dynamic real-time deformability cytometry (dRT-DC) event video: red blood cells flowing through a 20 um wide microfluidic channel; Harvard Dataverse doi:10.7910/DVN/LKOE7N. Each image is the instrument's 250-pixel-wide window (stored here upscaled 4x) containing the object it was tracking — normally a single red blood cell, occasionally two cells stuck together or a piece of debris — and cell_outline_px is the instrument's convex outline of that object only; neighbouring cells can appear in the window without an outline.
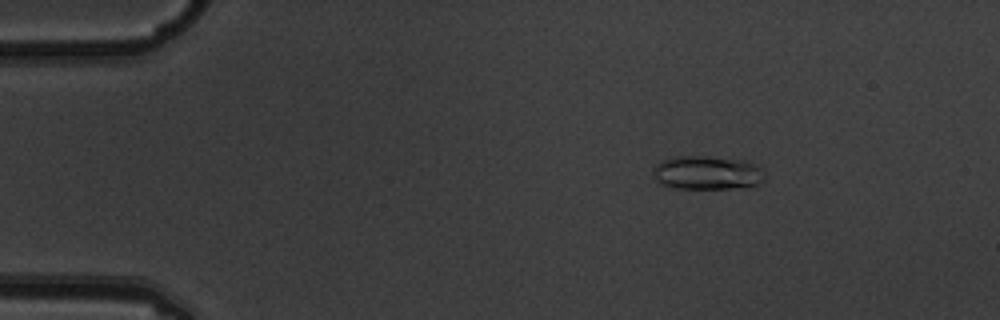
{"species": "common noctule bat (a hibernating species)", "species_latin": "Nyctalus noctula", "temperature_condition": "warm", "stored_images_in_passage": 6, "camera_frame_rate_fps": 3000, "um_per_image_px": 0.085, "animal": {"sex": "male", "body_mass_g": 19.5, "forearm_length_mm": 54.6}, "frame": {"image": 1, "passage_image": 3, "time_ms": 0.667, "image_size_px": [1000, 320], "cell_outline_px": [[764, 180], [756, 184], [728, 188], [676, 188], [660, 184], [656, 180], [652, 172], [652, 168], [660, 160], [676, 156], [704, 156], [744, 160], [756, 164], [764, 172]], "centroid_in_image_um": [60.05, 14.66], "position_along_channel_um": 25.0, "area_um2": 21.91}}